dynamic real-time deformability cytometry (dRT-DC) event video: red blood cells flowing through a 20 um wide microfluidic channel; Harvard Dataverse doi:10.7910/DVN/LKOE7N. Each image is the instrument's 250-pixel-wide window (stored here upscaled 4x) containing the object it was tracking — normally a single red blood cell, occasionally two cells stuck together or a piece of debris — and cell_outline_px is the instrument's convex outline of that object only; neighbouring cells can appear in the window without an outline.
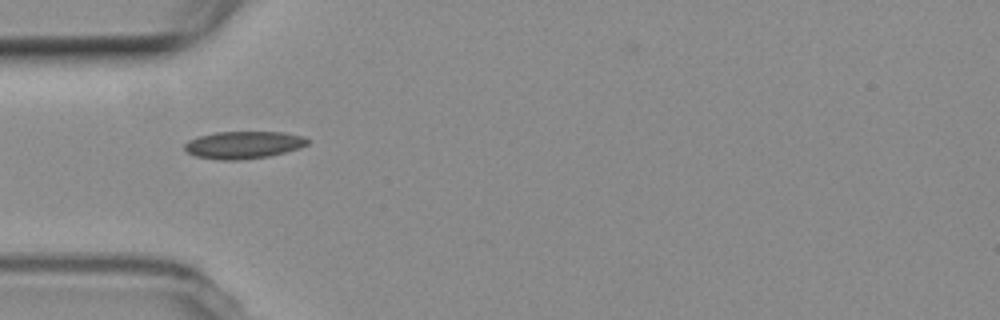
{"species": "common noctule bat (a hibernating species)", "species_latin": "Nyctalus noctula", "temperature_condition": "room temperature", "stored_images_in_passage": 7, "camera_frame_rate_fps": 3000, "um_per_image_px": 0.085, "animal": {"sex": "female", "body_mass_g": 19.3, "forearm_length_mm": 54.1}, "frame": {"image": 1, "passage_image": 6, "time_ms": 7.667, "image_size_px": [1000, 320], "cell_outline_px": [[308, 144], [300, 148], [268, 156], [240, 160], [220, 160], [196, 156], [188, 152], [184, 148], [184, 144], [188, 140], [196, 136], [216, 132], [284, 132], [304, 136], [308, 140]], "centroid_in_image_um": [20.68, 12.31], "position_along_channel_um": 64.3, "area_um2": 19.65}}
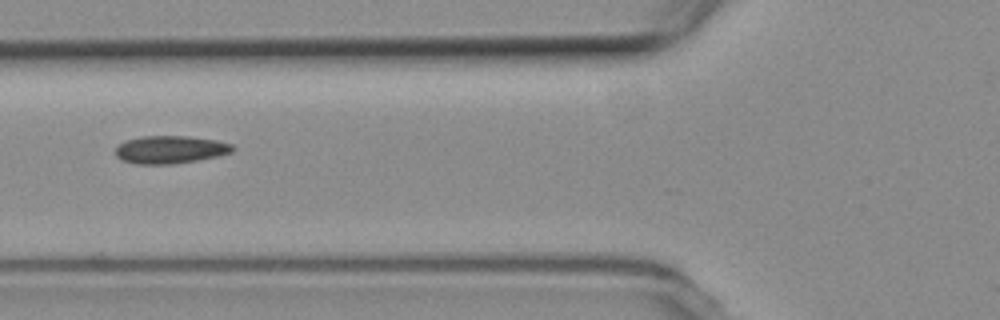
{"frame": {"image": 2, "passage_image": 7, "time_ms": 9.0, "image_size_px": [1000, 320], "cell_outline_px": [[236, 148], [232, 152], [216, 156], [196, 160], [172, 164], [136, 164], [120, 160], [116, 156], [116, 148], [124, 140], [140, 136], [188, 136], [216, 140], [232, 144]], "centroid_in_image_um": [14.45, 12.71], "position_along_channel_um": 111.4, "area_um2": 19.02}}